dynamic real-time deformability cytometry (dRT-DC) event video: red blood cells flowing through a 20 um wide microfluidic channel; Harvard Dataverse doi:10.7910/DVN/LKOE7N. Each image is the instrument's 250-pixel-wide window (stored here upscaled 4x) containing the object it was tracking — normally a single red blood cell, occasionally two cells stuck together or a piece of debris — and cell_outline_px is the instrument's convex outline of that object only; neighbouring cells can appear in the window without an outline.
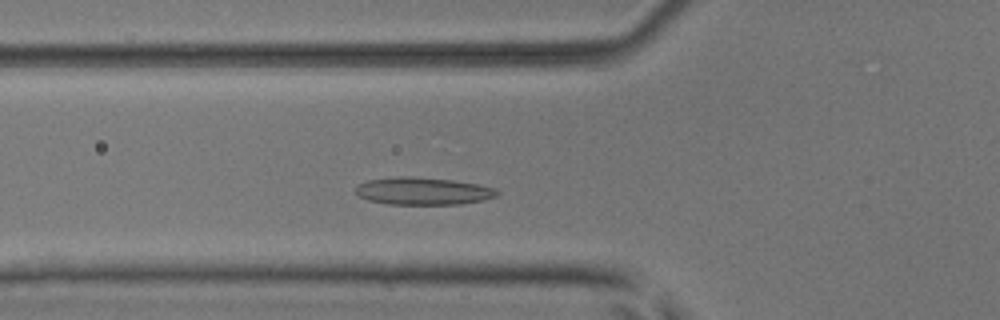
{"species": "common noctule bat (a hibernating species)", "species_latin": "Nyctalus noctula", "temperature_condition": "room temperature", "stored_images_in_passage": 45, "camera_frame_rate_fps": 3000, "um_per_image_px": 0.085, "animal": {"sex": "male", "body_mass_g": 17.9, "forearm_length_mm": 54.2}, "frame": {"image": 1, "passage_image": 12, "time_ms": 3.667, "image_size_px": [1000, 320], "cell_outline_px": [[500, 192], [496, 196], [484, 200], [460, 204], [388, 204], [368, 200], [360, 196], [356, 192], [356, 184], [368, 180], [396, 176], [412, 176], [452, 180], [480, 184], [492, 188]], "centroid_in_image_um": [35.94, 16.23], "position_along_channel_um": 89.9, "area_um2": 22.66}}
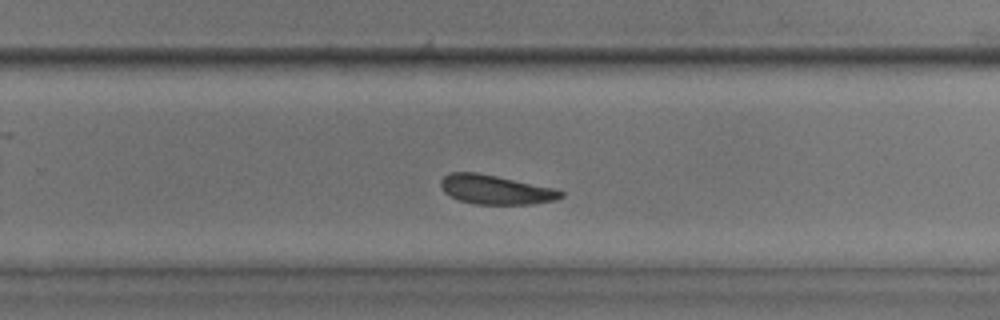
{"frame": {"image": 2, "passage_image": 27, "time_ms": 8.667, "image_size_px": [1000, 320], "cell_outline_px": [[564, 196], [556, 200], [532, 204], [472, 204], [460, 200], [444, 192], [440, 184], [440, 180], [448, 172], [476, 172], [556, 188], [564, 192]], "centroid_in_image_um": [42.14, 16.12], "position_along_channel_um": 287.7, "area_um2": 20.52}}
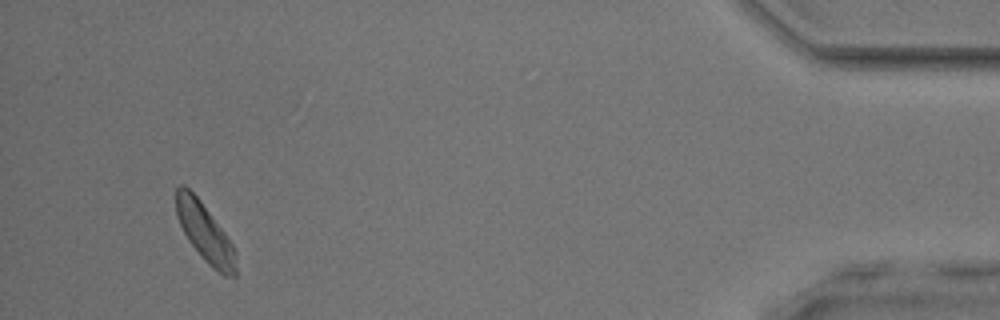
{"frame": {"image": 3, "passage_image": 42, "time_ms": 13.667, "image_size_px": [1000, 320], "cell_outline_px": [[236, 276], [224, 276], [208, 264], [204, 260], [188, 240], [176, 216], [176, 188], [180, 184], [184, 184], [200, 200], [228, 236], [236, 252]], "centroid_in_image_um": [17.42, 19.77], "position_along_channel_um": 417.8, "area_um2": 20.29}, "authors_computed_cell_mechanics": {"area_um2": 20.8658, "velocity_mm_per_s": 3.9765, "shape_relaxation_time_tau1_ms": 2.5541, "shape_relaxation_time_tau2_ms": 5.9077, "deformation_change_tau1": 0.0929, "deformation_change_tau2": 0.1442}}